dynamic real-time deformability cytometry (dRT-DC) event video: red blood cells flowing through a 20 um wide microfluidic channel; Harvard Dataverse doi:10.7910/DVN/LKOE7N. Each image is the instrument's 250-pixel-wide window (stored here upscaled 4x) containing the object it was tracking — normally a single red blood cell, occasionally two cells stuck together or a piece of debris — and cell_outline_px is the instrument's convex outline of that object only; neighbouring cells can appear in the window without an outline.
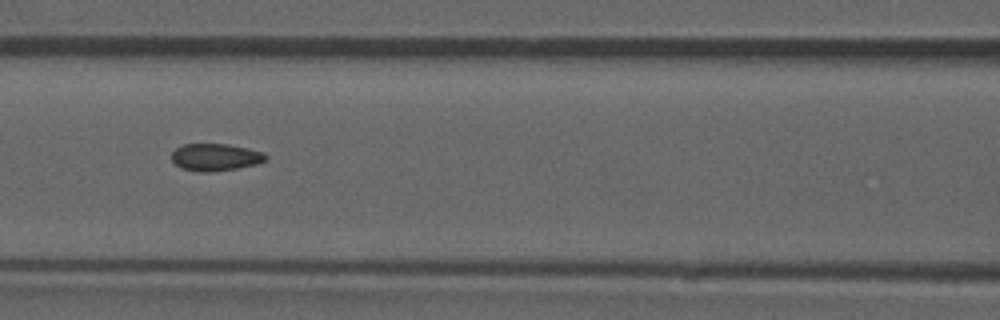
{"species": "common noctule bat (a hibernating species)", "species_latin": "Nyctalus noctula", "temperature_condition": "room temperature", "stored_images_in_passage": 44, "camera_frame_rate_fps": 3000, "um_per_image_px": 0.085, "animal": {"sex": "male", "forearm_length_mm": 52.5}, "frame": {"image": 1, "passage_image": 19, "time_ms": 6.0, "image_size_px": [1000, 320], "cell_outline_px": [[268, 156], [264, 160], [256, 164], [236, 168], [212, 172], [200, 172], [180, 168], [172, 160], [172, 152], [176, 148], [184, 144], [228, 144], [248, 148], [264, 152]], "centroid_in_image_um": [18.3, 13.36], "position_along_channel_um": 148.3, "area_um2": 14.91}}